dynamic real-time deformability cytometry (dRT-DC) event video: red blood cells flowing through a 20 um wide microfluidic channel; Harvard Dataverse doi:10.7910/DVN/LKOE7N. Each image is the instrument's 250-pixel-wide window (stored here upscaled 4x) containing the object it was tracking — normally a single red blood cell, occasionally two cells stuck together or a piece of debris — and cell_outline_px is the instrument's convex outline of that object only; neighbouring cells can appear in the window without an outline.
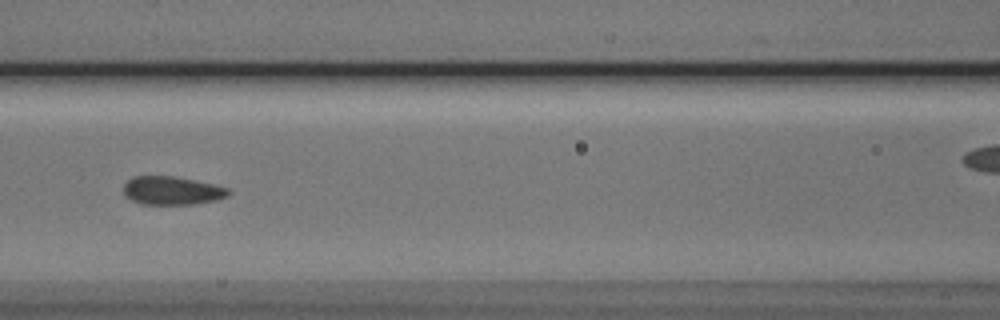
{"species": "Egyptian fruit bat (a non-hibernating species)", "species_latin": "Rousettus aegyptiacus", "temperature_condition": "cold", "stored_images_in_passage": 9, "segment_of_instrument_passage": [1, 2], "camera_frame_rate_fps": 3000, "um_per_image_px": 0.085, "animal": {"sex": "male"}, "frame": {"image": 1, "passage_image": 6, "time_ms": 6.0, "image_size_px": [1000, 320], "cell_outline_px": [[232, 192], [228, 196], [216, 200], [192, 204], [140, 204], [124, 196], [124, 184], [132, 176], [172, 176], [212, 184], [228, 188]], "centroid_in_image_um": [14.6, 16.2], "position_along_channel_um": 152.0, "area_um2": 17.28}}
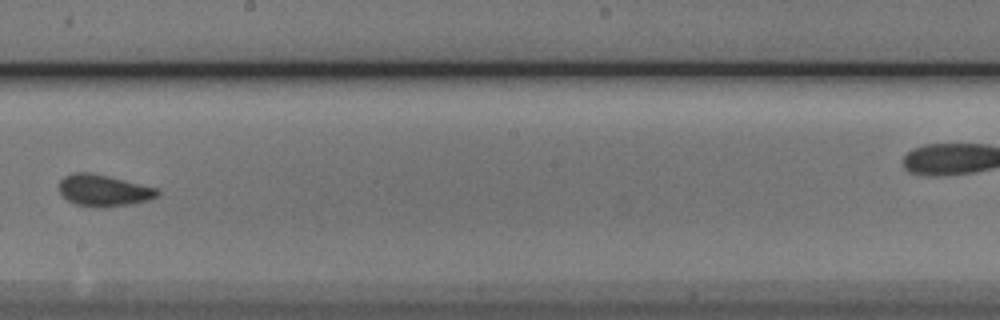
{"frame": {"image": 2, "passage_image": 8, "time_ms": 8.333, "image_size_px": [1000, 320], "cell_outline_px": [[160, 196], [148, 200], [132, 204], [104, 208], [100, 208], [76, 204], [68, 200], [60, 192], [60, 180], [64, 176], [72, 172], [88, 172], [108, 176], [156, 188], [160, 192]], "centroid_in_image_um": [8.82, 16.2], "position_along_channel_um": 239.4, "area_um2": 18.09}}